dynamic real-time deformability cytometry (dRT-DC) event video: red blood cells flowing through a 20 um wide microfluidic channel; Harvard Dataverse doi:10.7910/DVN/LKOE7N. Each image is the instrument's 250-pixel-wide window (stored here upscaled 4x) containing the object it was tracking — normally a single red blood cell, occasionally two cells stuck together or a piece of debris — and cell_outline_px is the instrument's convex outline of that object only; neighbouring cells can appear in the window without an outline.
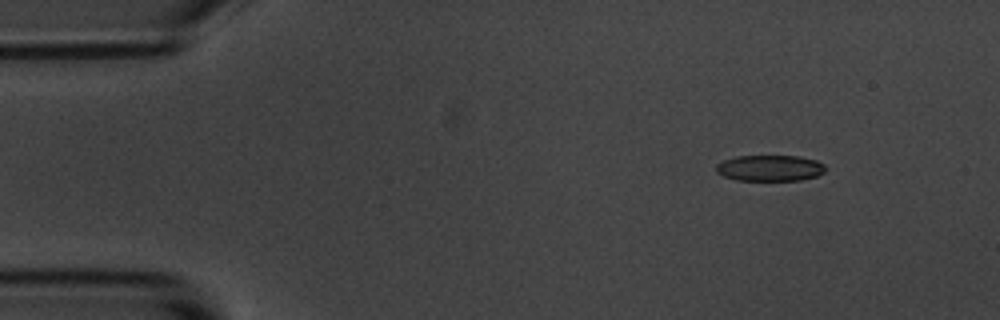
{"species": "common noctule bat (a hibernating species)", "species_latin": "Nyctalus noctula", "temperature_condition": "room temperature", "stored_images_in_passage": 7, "camera_frame_rate_fps": 3000, "um_per_image_px": 0.085, "animal": {"sex": "male", "body_mass_g": 20.1, "forearm_length_mm": 53.5}, "frame": {"image": 1, "passage_image": 1, "time_ms": 0.0, "image_size_px": [1000, 320], "cell_outline_px": [[824, 172], [816, 176], [800, 180], [736, 180], [724, 176], [716, 172], [716, 164], [724, 160], [736, 156], [800, 156], [816, 160], [824, 164]], "centroid_in_image_um": [65.43, 14.28], "position_along_channel_um": 19.6, "area_um2": 16.53}}
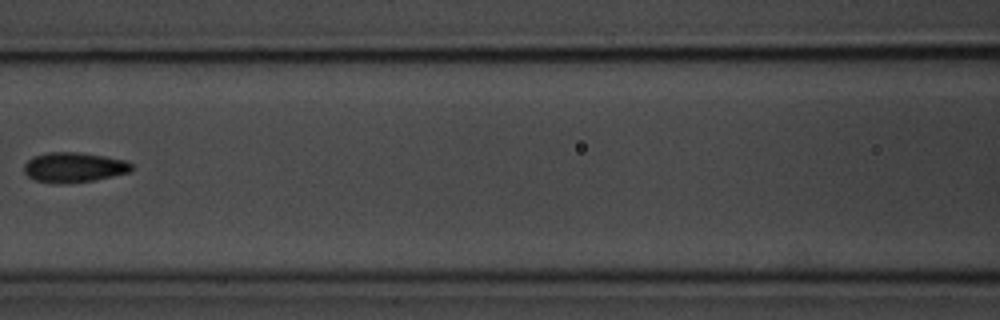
{"frame": {"image": 2, "passage_image": 6, "time_ms": 6.0, "image_size_px": [1000, 320], "cell_outline_px": [[132, 172], [92, 180], [64, 184], [56, 184], [36, 180], [28, 176], [24, 172], [24, 164], [28, 160], [36, 156], [48, 152], [80, 152], [104, 156], [124, 160], [132, 164]], "centroid_in_image_um": [6.28, 14.23], "position_along_channel_um": 160.3, "area_um2": 18.73}}
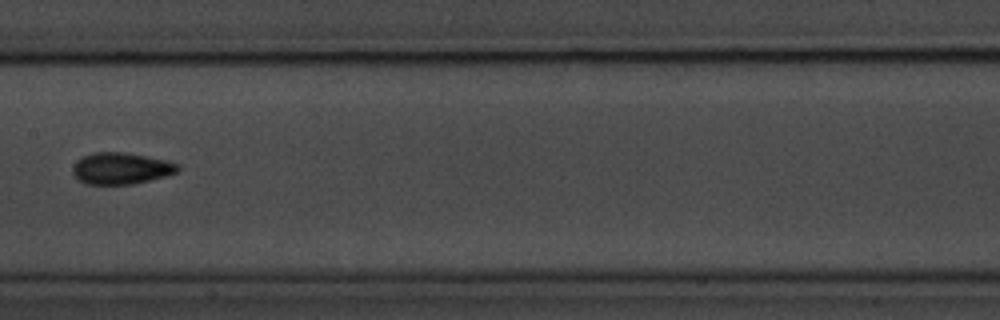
{"frame": {"image": 3, "passage_image": 7, "time_ms": 7.0, "image_size_px": [1000, 320], "cell_outline_px": [[180, 168], [176, 172], [164, 176], [132, 184], [84, 184], [76, 180], [72, 172], [72, 168], [76, 160], [92, 152], [124, 152], [148, 156], [164, 160], [176, 164]], "centroid_in_image_um": [10.21, 14.31], "position_along_channel_um": 197.2, "area_um2": 19.31}}